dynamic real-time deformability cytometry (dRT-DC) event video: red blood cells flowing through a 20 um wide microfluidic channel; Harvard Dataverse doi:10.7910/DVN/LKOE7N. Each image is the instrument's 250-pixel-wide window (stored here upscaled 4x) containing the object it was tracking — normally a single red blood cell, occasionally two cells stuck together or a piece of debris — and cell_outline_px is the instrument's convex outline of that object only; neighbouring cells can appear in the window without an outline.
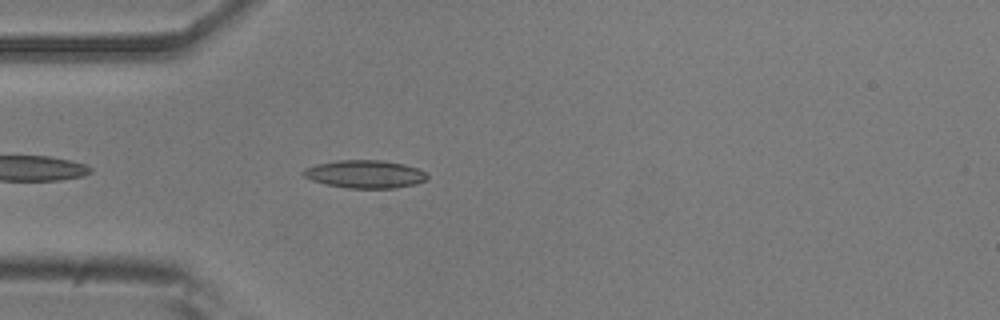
{"species": "common noctule bat (a hibernating species)", "species_latin": "Nyctalus noctula", "temperature_condition": "room temperature", "stored_images_in_passage": 39, "camera_frame_rate_fps": 3000, "um_per_image_px": 0.085, "animal": {"sex": "male", "body_mass_g": 20.5, "forearm_length_mm": 52.5}, "frame": {"image": 1, "passage_image": 2, "time_ms": 0.333, "image_size_px": [1000, 320], "cell_outline_px": [[428, 176], [424, 180], [416, 184], [396, 188], [344, 188], [324, 184], [312, 180], [304, 176], [300, 172], [304, 168], [316, 164], [336, 160], [384, 160], [404, 164], [428, 172]], "centroid_in_image_um": [31.0, 14.8], "position_along_channel_um": 54.0, "area_um2": 20.4}}
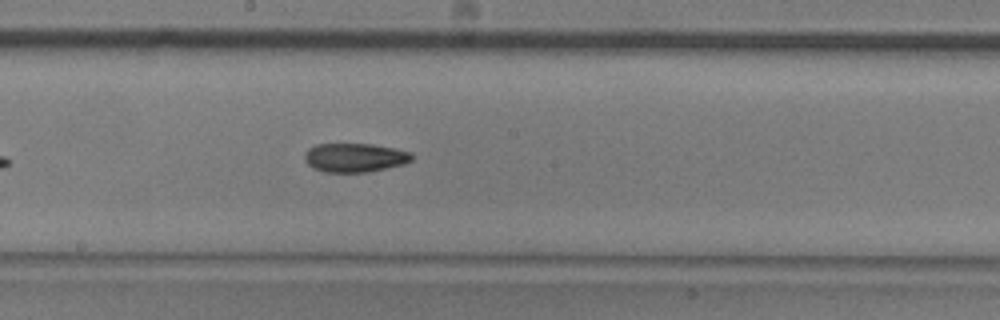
{"frame": {"image": 2, "passage_image": 15, "time_ms": 4.667, "image_size_px": [1000, 320], "cell_outline_px": [[412, 160], [404, 164], [368, 172], [324, 172], [312, 168], [304, 160], [304, 156], [308, 148], [316, 144], [372, 144], [412, 152]], "centroid_in_image_um": [30.13, 13.4], "position_along_channel_um": 218.1, "area_um2": 18.09}}
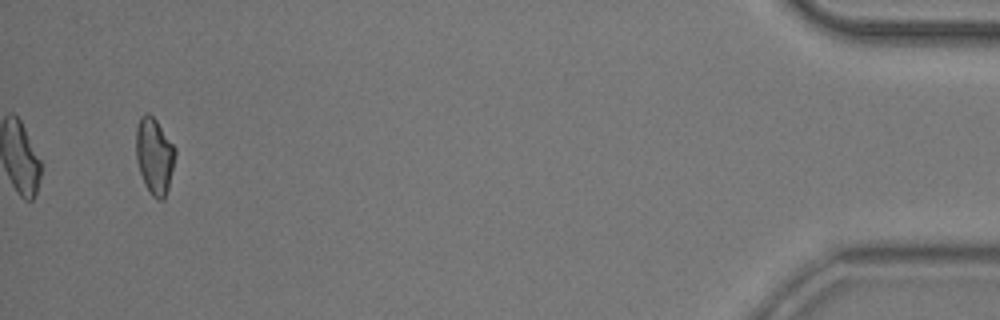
{"frame": {"image": 3, "passage_image": 37, "time_ms": 12.0, "image_size_px": [1000, 320], "cell_outline_px": [[176, 156], [168, 188], [164, 200], [156, 200], [148, 192], [144, 184], [136, 160], [136, 128], [140, 116], [144, 112], [148, 112], [156, 120], [176, 148]], "centroid_in_image_um": [13.12, 13.26], "position_along_channel_um": 422.1, "area_um2": 17.69}, "authors_computed_cell_mechanics": {"area_um2": 17.9758, "velocity_mm_per_s": 3.8962, "shape_relaxation_time_tau1_ms": null, "shape_relaxation_time_tau2_ms": 5.1216, "deformation_change_tau1": null, "deformation_change_tau2": 0.1222}}